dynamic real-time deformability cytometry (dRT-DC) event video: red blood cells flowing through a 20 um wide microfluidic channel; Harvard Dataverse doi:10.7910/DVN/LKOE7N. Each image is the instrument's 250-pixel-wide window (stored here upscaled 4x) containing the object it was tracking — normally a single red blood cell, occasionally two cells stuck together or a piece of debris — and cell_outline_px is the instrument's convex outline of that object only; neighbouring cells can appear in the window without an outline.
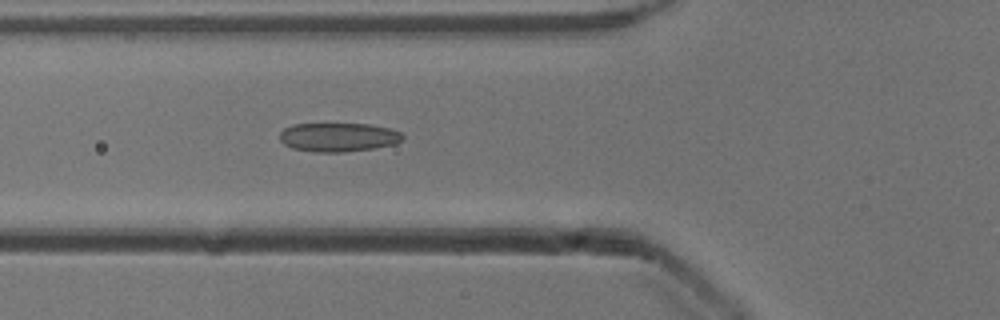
{"species": "common noctule bat (a hibernating species)", "species_latin": "Nyctalus noctula", "temperature_condition": "cold", "stored_images_in_passage": 4, "camera_frame_rate_fps": 3000, "um_per_image_px": 0.085, "animal": {"sex": "male", "body_mass_g": 13.3}, "frame": {"image": 1, "passage_image": 4, "time_ms": 1.0, "image_size_px": [1000, 320], "cell_outline_px": [[404, 140], [396, 144], [372, 148], [344, 152], [316, 152], [292, 148], [284, 144], [280, 140], [280, 132], [284, 128], [292, 124], [368, 124], [388, 128], [400, 132], [404, 136]], "centroid_in_image_um": [28.76, 11.66], "position_along_channel_um": 97.0, "area_um2": 20.69}}